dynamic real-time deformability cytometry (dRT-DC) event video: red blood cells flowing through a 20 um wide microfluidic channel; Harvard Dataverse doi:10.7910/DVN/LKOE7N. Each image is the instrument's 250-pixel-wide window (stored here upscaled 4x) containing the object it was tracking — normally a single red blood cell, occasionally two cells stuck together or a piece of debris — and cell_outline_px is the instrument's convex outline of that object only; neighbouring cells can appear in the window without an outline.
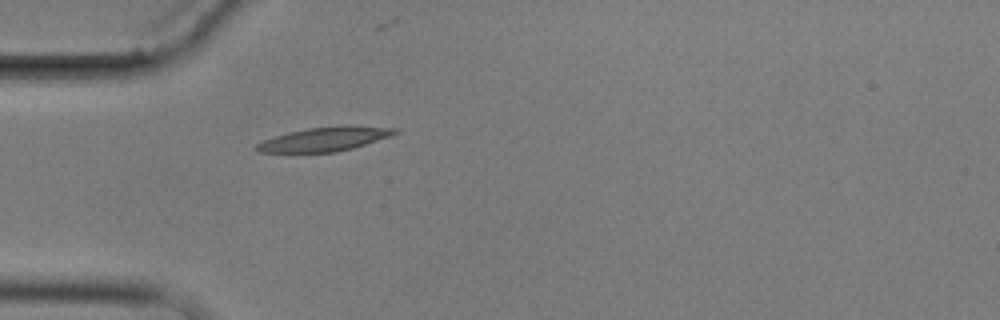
{"species": "common noctule bat (a hibernating species)", "species_latin": "Nyctalus noctula", "temperature_condition": "cold", "stored_images_in_passage": 1, "camera_frame_rate_fps": 3000, "um_per_image_px": 0.085, "animal": {"sex": "male", "body_mass_g": 17.9}, "frame": {"image": 1, "passage_image": 1, "time_ms": 0.0, "image_size_px": [1000, 320], "cell_outline_px": [[400, 132], [392, 136], [352, 148], [336, 152], [260, 152], [252, 148], [256, 144], [264, 140], [276, 136], [308, 128], [400, 128]], "centroid_in_image_um": [27.53, 11.88], "position_along_channel_um": 57.5, "area_um2": 18.26}}